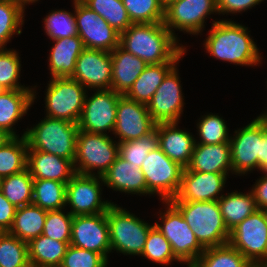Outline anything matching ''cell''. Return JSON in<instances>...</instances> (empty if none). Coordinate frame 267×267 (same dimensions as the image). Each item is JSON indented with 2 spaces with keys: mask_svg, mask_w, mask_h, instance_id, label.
<instances>
[{
  "mask_svg": "<svg viewBox=\"0 0 267 267\" xmlns=\"http://www.w3.org/2000/svg\"><path fill=\"white\" fill-rule=\"evenodd\" d=\"M44 20V30L51 40L78 35L75 13L64 9L51 10Z\"/></svg>",
  "mask_w": 267,
  "mask_h": 267,
  "instance_id": "b9f144b4",
  "label": "cell"
},
{
  "mask_svg": "<svg viewBox=\"0 0 267 267\" xmlns=\"http://www.w3.org/2000/svg\"><path fill=\"white\" fill-rule=\"evenodd\" d=\"M189 171L205 173H233L230 142L221 144L195 143L191 161L186 167Z\"/></svg>",
  "mask_w": 267,
  "mask_h": 267,
  "instance_id": "603a6c76",
  "label": "cell"
},
{
  "mask_svg": "<svg viewBox=\"0 0 267 267\" xmlns=\"http://www.w3.org/2000/svg\"><path fill=\"white\" fill-rule=\"evenodd\" d=\"M178 63L165 62L147 65L125 96L138 103L147 105L166 74Z\"/></svg>",
  "mask_w": 267,
  "mask_h": 267,
  "instance_id": "f1b7e54d",
  "label": "cell"
},
{
  "mask_svg": "<svg viewBox=\"0 0 267 267\" xmlns=\"http://www.w3.org/2000/svg\"><path fill=\"white\" fill-rule=\"evenodd\" d=\"M158 147L156 128L149 134L134 141L119 143V156L132 165L141 168L151 150Z\"/></svg>",
  "mask_w": 267,
  "mask_h": 267,
  "instance_id": "ab89813d",
  "label": "cell"
},
{
  "mask_svg": "<svg viewBox=\"0 0 267 267\" xmlns=\"http://www.w3.org/2000/svg\"><path fill=\"white\" fill-rule=\"evenodd\" d=\"M164 203L167 210L164 213L160 211L159 219L162 223L158 224L156 221L154 226L170 242L175 257L191 267L205 248L199 243L180 211L170 201Z\"/></svg>",
  "mask_w": 267,
  "mask_h": 267,
  "instance_id": "52a82bcc",
  "label": "cell"
},
{
  "mask_svg": "<svg viewBox=\"0 0 267 267\" xmlns=\"http://www.w3.org/2000/svg\"><path fill=\"white\" fill-rule=\"evenodd\" d=\"M0 267H31L27 242L9 232H0Z\"/></svg>",
  "mask_w": 267,
  "mask_h": 267,
  "instance_id": "8d00e7d4",
  "label": "cell"
},
{
  "mask_svg": "<svg viewBox=\"0 0 267 267\" xmlns=\"http://www.w3.org/2000/svg\"><path fill=\"white\" fill-rule=\"evenodd\" d=\"M155 127L156 123L150 116L147 105L131 100L125 95L119 97L112 133L115 137L119 136L118 143L137 140L151 133Z\"/></svg>",
  "mask_w": 267,
  "mask_h": 267,
  "instance_id": "ac0fdd59",
  "label": "cell"
},
{
  "mask_svg": "<svg viewBox=\"0 0 267 267\" xmlns=\"http://www.w3.org/2000/svg\"><path fill=\"white\" fill-rule=\"evenodd\" d=\"M251 192L258 209L267 208V174L257 179Z\"/></svg>",
  "mask_w": 267,
  "mask_h": 267,
  "instance_id": "681fc988",
  "label": "cell"
},
{
  "mask_svg": "<svg viewBox=\"0 0 267 267\" xmlns=\"http://www.w3.org/2000/svg\"><path fill=\"white\" fill-rule=\"evenodd\" d=\"M133 24L160 23L164 21L161 0H122Z\"/></svg>",
  "mask_w": 267,
  "mask_h": 267,
  "instance_id": "f35d334b",
  "label": "cell"
},
{
  "mask_svg": "<svg viewBox=\"0 0 267 267\" xmlns=\"http://www.w3.org/2000/svg\"><path fill=\"white\" fill-rule=\"evenodd\" d=\"M221 214L229 231L234 229L240 222L250 216L258 207L254 195L249 193L231 192L218 200Z\"/></svg>",
  "mask_w": 267,
  "mask_h": 267,
  "instance_id": "4dcf8cb0",
  "label": "cell"
},
{
  "mask_svg": "<svg viewBox=\"0 0 267 267\" xmlns=\"http://www.w3.org/2000/svg\"><path fill=\"white\" fill-rule=\"evenodd\" d=\"M163 24H132L120 33L119 46L139 57L148 65L165 62H179L186 52Z\"/></svg>",
  "mask_w": 267,
  "mask_h": 267,
  "instance_id": "6da1fadb",
  "label": "cell"
},
{
  "mask_svg": "<svg viewBox=\"0 0 267 267\" xmlns=\"http://www.w3.org/2000/svg\"><path fill=\"white\" fill-rule=\"evenodd\" d=\"M252 267H267V265H253Z\"/></svg>",
  "mask_w": 267,
  "mask_h": 267,
  "instance_id": "680465c9",
  "label": "cell"
},
{
  "mask_svg": "<svg viewBox=\"0 0 267 267\" xmlns=\"http://www.w3.org/2000/svg\"><path fill=\"white\" fill-rule=\"evenodd\" d=\"M20 57L16 50L0 49V84L7 90L32 89L19 84Z\"/></svg>",
  "mask_w": 267,
  "mask_h": 267,
  "instance_id": "7bdbcfd3",
  "label": "cell"
},
{
  "mask_svg": "<svg viewBox=\"0 0 267 267\" xmlns=\"http://www.w3.org/2000/svg\"><path fill=\"white\" fill-rule=\"evenodd\" d=\"M7 89L0 84V95L3 94Z\"/></svg>",
  "mask_w": 267,
  "mask_h": 267,
  "instance_id": "9f6ffc18",
  "label": "cell"
},
{
  "mask_svg": "<svg viewBox=\"0 0 267 267\" xmlns=\"http://www.w3.org/2000/svg\"><path fill=\"white\" fill-rule=\"evenodd\" d=\"M33 178L26 168L20 173L0 179V190L16 208L33 202Z\"/></svg>",
  "mask_w": 267,
  "mask_h": 267,
  "instance_id": "1f68e13d",
  "label": "cell"
},
{
  "mask_svg": "<svg viewBox=\"0 0 267 267\" xmlns=\"http://www.w3.org/2000/svg\"><path fill=\"white\" fill-rule=\"evenodd\" d=\"M23 10L25 9L26 4L36 3L38 0H14Z\"/></svg>",
  "mask_w": 267,
  "mask_h": 267,
  "instance_id": "f5cc1de1",
  "label": "cell"
},
{
  "mask_svg": "<svg viewBox=\"0 0 267 267\" xmlns=\"http://www.w3.org/2000/svg\"><path fill=\"white\" fill-rule=\"evenodd\" d=\"M16 207L11 204L0 190V232H8L13 224Z\"/></svg>",
  "mask_w": 267,
  "mask_h": 267,
  "instance_id": "c3c4849f",
  "label": "cell"
},
{
  "mask_svg": "<svg viewBox=\"0 0 267 267\" xmlns=\"http://www.w3.org/2000/svg\"><path fill=\"white\" fill-rule=\"evenodd\" d=\"M212 22L203 44L207 53L216 59L241 66H257L261 62L259 49L247 27L231 20Z\"/></svg>",
  "mask_w": 267,
  "mask_h": 267,
  "instance_id": "7a4b0ae2",
  "label": "cell"
},
{
  "mask_svg": "<svg viewBox=\"0 0 267 267\" xmlns=\"http://www.w3.org/2000/svg\"><path fill=\"white\" fill-rule=\"evenodd\" d=\"M119 33L124 32L131 22L122 0H80Z\"/></svg>",
  "mask_w": 267,
  "mask_h": 267,
  "instance_id": "d590c367",
  "label": "cell"
},
{
  "mask_svg": "<svg viewBox=\"0 0 267 267\" xmlns=\"http://www.w3.org/2000/svg\"><path fill=\"white\" fill-rule=\"evenodd\" d=\"M78 131V123L45 116L22 136L27 140L28 150L47 152L74 162Z\"/></svg>",
  "mask_w": 267,
  "mask_h": 267,
  "instance_id": "277c9868",
  "label": "cell"
},
{
  "mask_svg": "<svg viewBox=\"0 0 267 267\" xmlns=\"http://www.w3.org/2000/svg\"><path fill=\"white\" fill-rule=\"evenodd\" d=\"M253 265L229 243L205 248L191 267H252Z\"/></svg>",
  "mask_w": 267,
  "mask_h": 267,
  "instance_id": "836d02e7",
  "label": "cell"
},
{
  "mask_svg": "<svg viewBox=\"0 0 267 267\" xmlns=\"http://www.w3.org/2000/svg\"><path fill=\"white\" fill-rule=\"evenodd\" d=\"M27 169L34 180L68 183L76 174L74 162L47 152L28 150Z\"/></svg>",
  "mask_w": 267,
  "mask_h": 267,
  "instance_id": "7402d4cb",
  "label": "cell"
},
{
  "mask_svg": "<svg viewBox=\"0 0 267 267\" xmlns=\"http://www.w3.org/2000/svg\"><path fill=\"white\" fill-rule=\"evenodd\" d=\"M222 118L213 113L202 116L199 123H197L200 141L196 143L221 144L229 142L228 127Z\"/></svg>",
  "mask_w": 267,
  "mask_h": 267,
  "instance_id": "ee69618b",
  "label": "cell"
},
{
  "mask_svg": "<svg viewBox=\"0 0 267 267\" xmlns=\"http://www.w3.org/2000/svg\"><path fill=\"white\" fill-rule=\"evenodd\" d=\"M177 64L166 74L151 101L148 111L156 124L178 123L183 112L184 98Z\"/></svg>",
  "mask_w": 267,
  "mask_h": 267,
  "instance_id": "2e32d148",
  "label": "cell"
},
{
  "mask_svg": "<svg viewBox=\"0 0 267 267\" xmlns=\"http://www.w3.org/2000/svg\"><path fill=\"white\" fill-rule=\"evenodd\" d=\"M183 170L184 167L169 159L159 146L151 150L141 167L147 194H159L162 202L175 198L181 186Z\"/></svg>",
  "mask_w": 267,
  "mask_h": 267,
  "instance_id": "9c48e42d",
  "label": "cell"
},
{
  "mask_svg": "<svg viewBox=\"0 0 267 267\" xmlns=\"http://www.w3.org/2000/svg\"><path fill=\"white\" fill-rule=\"evenodd\" d=\"M263 174H267V164L261 169Z\"/></svg>",
  "mask_w": 267,
  "mask_h": 267,
  "instance_id": "6f0895ef",
  "label": "cell"
},
{
  "mask_svg": "<svg viewBox=\"0 0 267 267\" xmlns=\"http://www.w3.org/2000/svg\"><path fill=\"white\" fill-rule=\"evenodd\" d=\"M182 214L184 220L204 247H215L229 242L227 229L218 201H170Z\"/></svg>",
  "mask_w": 267,
  "mask_h": 267,
  "instance_id": "3957f363",
  "label": "cell"
},
{
  "mask_svg": "<svg viewBox=\"0 0 267 267\" xmlns=\"http://www.w3.org/2000/svg\"><path fill=\"white\" fill-rule=\"evenodd\" d=\"M264 0H217L218 14L241 13L260 4Z\"/></svg>",
  "mask_w": 267,
  "mask_h": 267,
  "instance_id": "7dc6e473",
  "label": "cell"
},
{
  "mask_svg": "<svg viewBox=\"0 0 267 267\" xmlns=\"http://www.w3.org/2000/svg\"><path fill=\"white\" fill-rule=\"evenodd\" d=\"M27 244L31 267H60L70 241H58L40 235Z\"/></svg>",
  "mask_w": 267,
  "mask_h": 267,
  "instance_id": "83f0119b",
  "label": "cell"
},
{
  "mask_svg": "<svg viewBox=\"0 0 267 267\" xmlns=\"http://www.w3.org/2000/svg\"><path fill=\"white\" fill-rule=\"evenodd\" d=\"M28 143L25 136L13 137L0 147V179L27 168Z\"/></svg>",
  "mask_w": 267,
  "mask_h": 267,
  "instance_id": "d6a6232c",
  "label": "cell"
},
{
  "mask_svg": "<svg viewBox=\"0 0 267 267\" xmlns=\"http://www.w3.org/2000/svg\"><path fill=\"white\" fill-rule=\"evenodd\" d=\"M107 264L100 253L69 245L60 267H107Z\"/></svg>",
  "mask_w": 267,
  "mask_h": 267,
  "instance_id": "bcb514c9",
  "label": "cell"
},
{
  "mask_svg": "<svg viewBox=\"0 0 267 267\" xmlns=\"http://www.w3.org/2000/svg\"><path fill=\"white\" fill-rule=\"evenodd\" d=\"M71 78L80 82L86 89H111V52L85 48L76 61Z\"/></svg>",
  "mask_w": 267,
  "mask_h": 267,
  "instance_id": "d6986e66",
  "label": "cell"
},
{
  "mask_svg": "<svg viewBox=\"0 0 267 267\" xmlns=\"http://www.w3.org/2000/svg\"><path fill=\"white\" fill-rule=\"evenodd\" d=\"M70 245L100 253L108 261L111 244L106 212L73 216Z\"/></svg>",
  "mask_w": 267,
  "mask_h": 267,
  "instance_id": "e0dca14e",
  "label": "cell"
},
{
  "mask_svg": "<svg viewBox=\"0 0 267 267\" xmlns=\"http://www.w3.org/2000/svg\"><path fill=\"white\" fill-rule=\"evenodd\" d=\"M261 139L262 120L258 117L230 136L232 170L236 175L260 170Z\"/></svg>",
  "mask_w": 267,
  "mask_h": 267,
  "instance_id": "9a60e30c",
  "label": "cell"
},
{
  "mask_svg": "<svg viewBox=\"0 0 267 267\" xmlns=\"http://www.w3.org/2000/svg\"><path fill=\"white\" fill-rule=\"evenodd\" d=\"M172 1H177V0H161L163 6L165 7L167 4H169Z\"/></svg>",
  "mask_w": 267,
  "mask_h": 267,
  "instance_id": "11a10c76",
  "label": "cell"
},
{
  "mask_svg": "<svg viewBox=\"0 0 267 267\" xmlns=\"http://www.w3.org/2000/svg\"><path fill=\"white\" fill-rule=\"evenodd\" d=\"M109 225L111 251L124 255H141L148 232L154 226L139 219L133 213L112 204L106 212Z\"/></svg>",
  "mask_w": 267,
  "mask_h": 267,
  "instance_id": "8992f818",
  "label": "cell"
},
{
  "mask_svg": "<svg viewBox=\"0 0 267 267\" xmlns=\"http://www.w3.org/2000/svg\"><path fill=\"white\" fill-rule=\"evenodd\" d=\"M214 13H218L217 0L172 1L164 7L163 24L175 37L174 29L197 35L203 31L206 17Z\"/></svg>",
  "mask_w": 267,
  "mask_h": 267,
  "instance_id": "8fae6325",
  "label": "cell"
},
{
  "mask_svg": "<svg viewBox=\"0 0 267 267\" xmlns=\"http://www.w3.org/2000/svg\"><path fill=\"white\" fill-rule=\"evenodd\" d=\"M24 12L14 0H0V49H4L14 34L22 33Z\"/></svg>",
  "mask_w": 267,
  "mask_h": 267,
  "instance_id": "74e56055",
  "label": "cell"
},
{
  "mask_svg": "<svg viewBox=\"0 0 267 267\" xmlns=\"http://www.w3.org/2000/svg\"><path fill=\"white\" fill-rule=\"evenodd\" d=\"M73 216L61 210L47 211L42 235L58 241H70Z\"/></svg>",
  "mask_w": 267,
  "mask_h": 267,
  "instance_id": "f6af8a7d",
  "label": "cell"
},
{
  "mask_svg": "<svg viewBox=\"0 0 267 267\" xmlns=\"http://www.w3.org/2000/svg\"><path fill=\"white\" fill-rule=\"evenodd\" d=\"M34 89L7 90L0 95V129L18 137L14 129L18 122L29 110L35 100ZM13 127V128H12Z\"/></svg>",
  "mask_w": 267,
  "mask_h": 267,
  "instance_id": "484cf974",
  "label": "cell"
},
{
  "mask_svg": "<svg viewBox=\"0 0 267 267\" xmlns=\"http://www.w3.org/2000/svg\"><path fill=\"white\" fill-rule=\"evenodd\" d=\"M177 125L178 123L156 124L158 146L169 159L186 168L191 161L196 139Z\"/></svg>",
  "mask_w": 267,
  "mask_h": 267,
  "instance_id": "44dd1931",
  "label": "cell"
},
{
  "mask_svg": "<svg viewBox=\"0 0 267 267\" xmlns=\"http://www.w3.org/2000/svg\"><path fill=\"white\" fill-rule=\"evenodd\" d=\"M46 91V116L78 123L87 89L71 77H55L49 81Z\"/></svg>",
  "mask_w": 267,
  "mask_h": 267,
  "instance_id": "ba28073f",
  "label": "cell"
},
{
  "mask_svg": "<svg viewBox=\"0 0 267 267\" xmlns=\"http://www.w3.org/2000/svg\"><path fill=\"white\" fill-rule=\"evenodd\" d=\"M267 164V124L262 121V139L260 149V172Z\"/></svg>",
  "mask_w": 267,
  "mask_h": 267,
  "instance_id": "f907efd6",
  "label": "cell"
},
{
  "mask_svg": "<svg viewBox=\"0 0 267 267\" xmlns=\"http://www.w3.org/2000/svg\"><path fill=\"white\" fill-rule=\"evenodd\" d=\"M252 265H267V219L256 210L230 231L228 242Z\"/></svg>",
  "mask_w": 267,
  "mask_h": 267,
  "instance_id": "30bf717a",
  "label": "cell"
},
{
  "mask_svg": "<svg viewBox=\"0 0 267 267\" xmlns=\"http://www.w3.org/2000/svg\"><path fill=\"white\" fill-rule=\"evenodd\" d=\"M67 183L55 180H33V204L40 208L53 211L65 209Z\"/></svg>",
  "mask_w": 267,
  "mask_h": 267,
  "instance_id": "e575fe53",
  "label": "cell"
},
{
  "mask_svg": "<svg viewBox=\"0 0 267 267\" xmlns=\"http://www.w3.org/2000/svg\"><path fill=\"white\" fill-rule=\"evenodd\" d=\"M103 184L115 191L147 195L146 181L141 168L116 157L115 162L102 176Z\"/></svg>",
  "mask_w": 267,
  "mask_h": 267,
  "instance_id": "cb8c5ba5",
  "label": "cell"
},
{
  "mask_svg": "<svg viewBox=\"0 0 267 267\" xmlns=\"http://www.w3.org/2000/svg\"><path fill=\"white\" fill-rule=\"evenodd\" d=\"M228 174L189 171L184 168L178 194L170 201H218Z\"/></svg>",
  "mask_w": 267,
  "mask_h": 267,
  "instance_id": "ffe728a7",
  "label": "cell"
},
{
  "mask_svg": "<svg viewBox=\"0 0 267 267\" xmlns=\"http://www.w3.org/2000/svg\"><path fill=\"white\" fill-rule=\"evenodd\" d=\"M121 94L113 89L97 90L91 97L86 94L83 110L78 121L79 130L106 134L113 132L117 103Z\"/></svg>",
  "mask_w": 267,
  "mask_h": 267,
  "instance_id": "5bb4252c",
  "label": "cell"
},
{
  "mask_svg": "<svg viewBox=\"0 0 267 267\" xmlns=\"http://www.w3.org/2000/svg\"><path fill=\"white\" fill-rule=\"evenodd\" d=\"M73 4L78 36L85 48L112 52L119 46L120 33L104 18L80 0H73Z\"/></svg>",
  "mask_w": 267,
  "mask_h": 267,
  "instance_id": "7c38bea8",
  "label": "cell"
},
{
  "mask_svg": "<svg viewBox=\"0 0 267 267\" xmlns=\"http://www.w3.org/2000/svg\"><path fill=\"white\" fill-rule=\"evenodd\" d=\"M101 181V183H100ZM102 176L75 174L66 185V205L72 216L105 213L113 202L102 201Z\"/></svg>",
  "mask_w": 267,
  "mask_h": 267,
  "instance_id": "4fadbf2b",
  "label": "cell"
},
{
  "mask_svg": "<svg viewBox=\"0 0 267 267\" xmlns=\"http://www.w3.org/2000/svg\"><path fill=\"white\" fill-rule=\"evenodd\" d=\"M112 84L111 89L125 95L135 80L147 67V63L132 53L117 46L112 52Z\"/></svg>",
  "mask_w": 267,
  "mask_h": 267,
  "instance_id": "d4e9b609",
  "label": "cell"
},
{
  "mask_svg": "<svg viewBox=\"0 0 267 267\" xmlns=\"http://www.w3.org/2000/svg\"><path fill=\"white\" fill-rule=\"evenodd\" d=\"M49 56L51 78L71 77L75 70L76 61L85 49L83 41L77 36L53 40Z\"/></svg>",
  "mask_w": 267,
  "mask_h": 267,
  "instance_id": "4316f807",
  "label": "cell"
},
{
  "mask_svg": "<svg viewBox=\"0 0 267 267\" xmlns=\"http://www.w3.org/2000/svg\"><path fill=\"white\" fill-rule=\"evenodd\" d=\"M47 210L31 203L16 209L13 224L8 231L22 241L30 240L42 235Z\"/></svg>",
  "mask_w": 267,
  "mask_h": 267,
  "instance_id": "f546056e",
  "label": "cell"
},
{
  "mask_svg": "<svg viewBox=\"0 0 267 267\" xmlns=\"http://www.w3.org/2000/svg\"><path fill=\"white\" fill-rule=\"evenodd\" d=\"M13 136L8 133L7 131L0 129V147L5 145L7 142H9Z\"/></svg>",
  "mask_w": 267,
  "mask_h": 267,
  "instance_id": "816d5d0a",
  "label": "cell"
},
{
  "mask_svg": "<svg viewBox=\"0 0 267 267\" xmlns=\"http://www.w3.org/2000/svg\"><path fill=\"white\" fill-rule=\"evenodd\" d=\"M118 155L119 143L108 134L78 131L74 160L77 174L103 176Z\"/></svg>",
  "mask_w": 267,
  "mask_h": 267,
  "instance_id": "5b68a950",
  "label": "cell"
},
{
  "mask_svg": "<svg viewBox=\"0 0 267 267\" xmlns=\"http://www.w3.org/2000/svg\"><path fill=\"white\" fill-rule=\"evenodd\" d=\"M263 212H264L266 219H267V208L263 209Z\"/></svg>",
  "mask_w": 267,
  "mask_h": 267,
  "instance_id": "91938a15",
  "label": "cell"
},
{
  "mask_svg": "<svg viewBox=\"0 0 267 267\" xmlns=\"http://www.w3.org/2000/svg\"><path fill=\"white\" fill-rule=\"evenodd\" d=\"M141 256L162 265H170L174 260L180 262L175 257L170 242L155 226L148 232Z\"/></svg>",
  "mask_w": 267,
  "mask_h": 267,
  "instance_id": "60d3db41",
  "label": "cell"
},
{
  "mask_svg": "<svg viewBox=\"0 0 267 267\" xmlns=\"http://www.w3.org/2000/svg\"><path fill=\"white\" fill-rule=\"evenodd\" d=\"M258 118L267 124V112H265L264 114L262 113L258 116Z\"/></svg>",
  "mask_w": 267,
  "mask_h": 267,
  "instance_id": "db71d44e",
  "label": "cell"
}]
</instances>
